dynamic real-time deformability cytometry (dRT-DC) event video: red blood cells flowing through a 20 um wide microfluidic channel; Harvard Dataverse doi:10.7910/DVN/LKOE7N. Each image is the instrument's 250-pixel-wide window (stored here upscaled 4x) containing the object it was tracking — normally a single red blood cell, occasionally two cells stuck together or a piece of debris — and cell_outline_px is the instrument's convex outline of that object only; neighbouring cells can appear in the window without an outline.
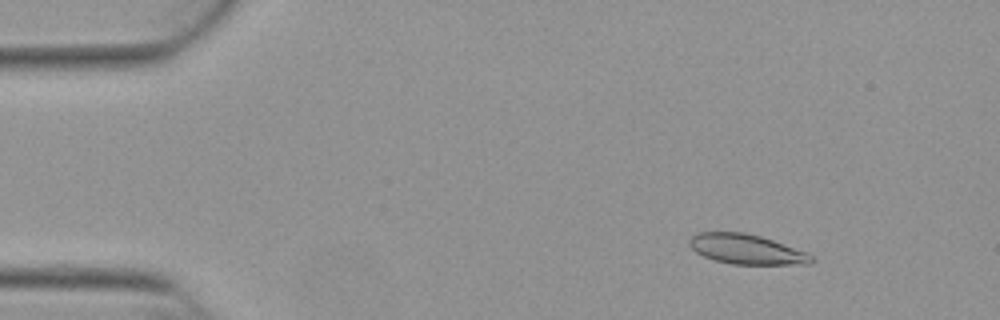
{"species": "Egyptian fruit bat (a non-hibernating species)", "species_latin": "Rousettus aegyptiacus", "temperature_condition": "warm", "stored_images_in_passage": 17, "segment_of_instrument_passage": [1, 2], "camera_frame_rate_fps": 3000, "um_per_image_px": 0.085, "animal": {"sex": "female"}, "frame": {"image": 1, "passage_image": 7, "time_ms": 2.0, "image_size_px": [1000, 320], "cell_outline_px": [[816, 260], [812, 264], [732, 264], [716, 260], [704, 256], [696, 252], [688, 244], [688, 240], [696, 232], [744, 232], [760, 236], [808, 252]], "centroid_in_image_um": [63.47, 21.18], "position_along_channel_um": 21.5, "area_um2": 21.27}}
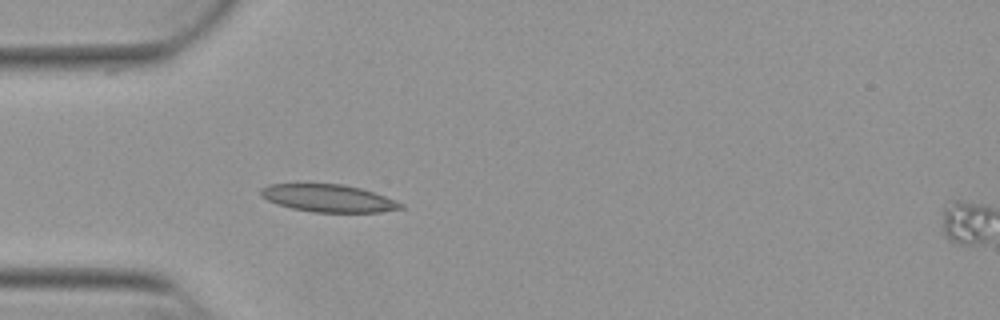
{"frame": {"image": 2, "passage_image": 16, "time_ms": 5.0, "image_size_px": [1000, 320], "cell_outline_px": [[404, 208], [380, 212], [312, 212], [292, 208], [268, 200], [260, 196], [260, 188], [268, 184], [344, 184], [360, 188], [384, 196], [404, 204]], "centroid_in_image_um": [27.9, 16.85], "position_along_channel_um": 57.1, "area_um2": 22.25}}